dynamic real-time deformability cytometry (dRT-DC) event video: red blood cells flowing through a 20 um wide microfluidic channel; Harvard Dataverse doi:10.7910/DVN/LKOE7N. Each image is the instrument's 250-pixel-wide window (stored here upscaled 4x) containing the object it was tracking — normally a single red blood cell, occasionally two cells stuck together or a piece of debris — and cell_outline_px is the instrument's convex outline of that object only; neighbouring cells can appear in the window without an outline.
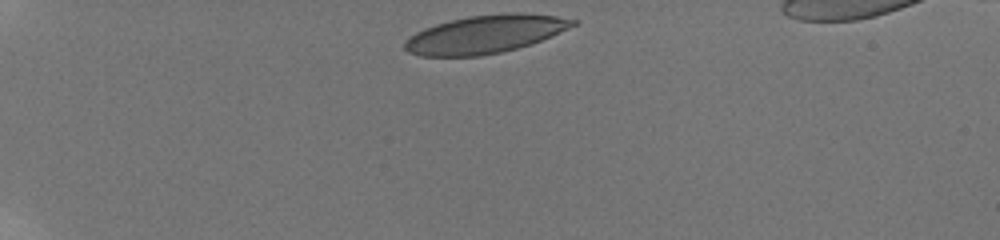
{"species": "human", "species_latin": "Homo sapiens", "temperature_condition": "room temperature", "stored_images_in_passage": 33, "camera_frame_rate_fps": 3000, "um_per_image_px": 0.085, "donor": {"sex": "male"}, "frame": {"image": 1, "passage_image": 1, "time_ms": 0.0, "image_size_px": [1000, 240], "cell_outline_px": [[580, 20], [576, 24], [568, 28], [540, 40], [516, 48], [500, 52], [480, 56], [420, 56], [408, 52], [404, 48], [404, 44], [416, 32], [424, 28], [436, 24], [468, 16], [508, 12], [520, 12], [556, 16]], "centroid_in_image_um": [41.24, 2.9], "position_along_channel_um": 43.8, "area_um2": 36.88}}
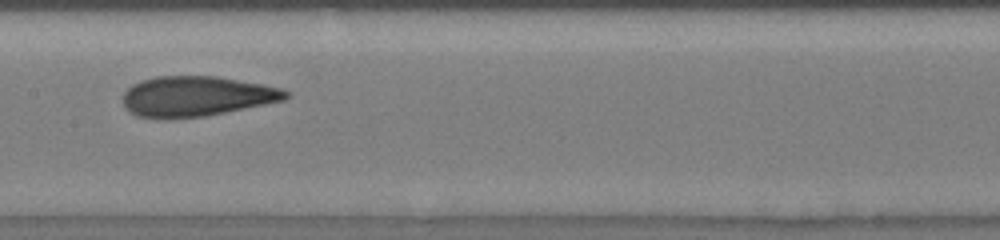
{"frame": {"image": 2, "passage_image": 16, "time_ms": 5.667, "image_size_px": [1000, 240], "cell_outline_px": [[292, 96], [284, 100], [204, 116], [168, 120], [164, 120], [136, 116], [128, 112], [124, 108], [124, 92], [132, 84], [140, 80], [156, 76], [216, 76], [264, 84], [280, 88], [288, 92]], "centroid_in_image_um": [16.65, 8.19], "position_along_channel_um": 190.8, "area_um2": 38.49}}
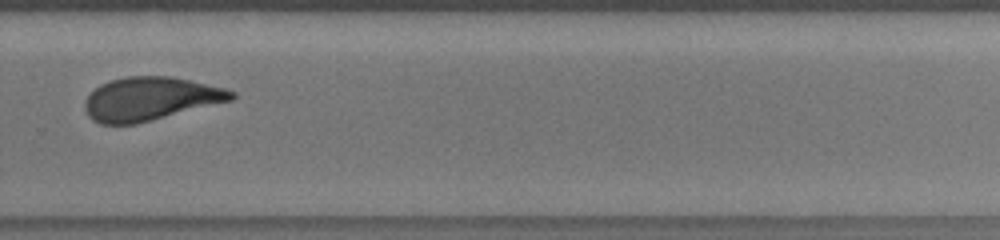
{"frame": {"image": 3, "passage_image": 23, "time_ms": 9.0, "image_size_px": [1000, 240], "cell_outline_px": [[236, 96], [232, 100], [136, 124], [100, 124], [92, 120], [88, 116], [84, 108], [84, 100], [100, 84], [112, 80], [128, 76], [172, 76], [224, 88], [236, 92]], "centroid_in_image_um": [12.76, 8.4], "position_along_channel_um": 317.0, "area_um2": 36.93}, "authors_computed_cell_mechanics": {"area_um2": 37.5122, "velocity_mm_per_s": 3.8011, "shape_relaxation_time_tau1_ms": null, "shape_relaxation_time_tau2_ms": 1.3631, "deformation_change_tau1": null, "deformation_change_tau2": 0.0926}}